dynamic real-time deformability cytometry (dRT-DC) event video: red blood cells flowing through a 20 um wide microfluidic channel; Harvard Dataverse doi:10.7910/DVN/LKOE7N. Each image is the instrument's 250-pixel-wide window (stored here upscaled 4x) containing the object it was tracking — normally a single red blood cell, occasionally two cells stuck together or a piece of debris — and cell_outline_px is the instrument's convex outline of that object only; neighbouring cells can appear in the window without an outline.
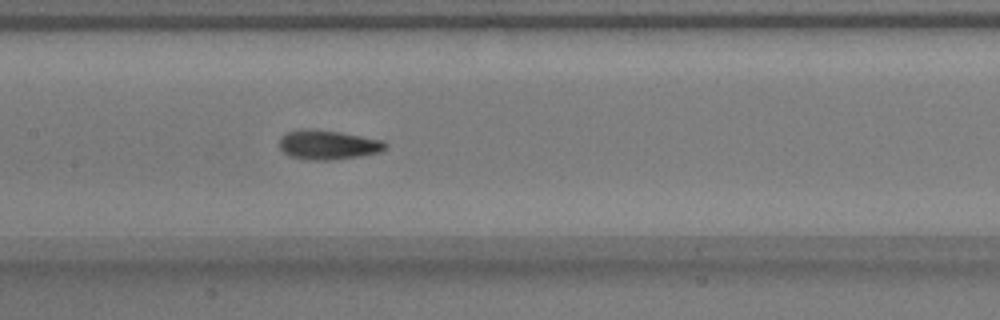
{"species": "common noctule bat (a hibernating species)", "species_latin": "Nyctalus noctula", "temperature_condition": "warm", "stored_images_in_passage": 54, "camera_frame_rate_fps": 3000, "um_per_image_px": 0.085, "animal": {"sex": "male", "body_mass_g": 17.9}, "frame": {"image": 1, "passage_image": 26, "time_ms": 8.333, "image_size_px": [1000, 320], "cell_outline_px": [[388, 148], [380, 152], [360, 156], [332, 160], [304, 160], [288, 156], [280, 148], [280, 136], [288, 132], [308, 128], [312, 128], [340, 132], [384, 140], [388, 144]], "centroid_in_image_um": [27.9, 12.31], "position_along_channel_um": 179.5, "area_um2": 18.44}}
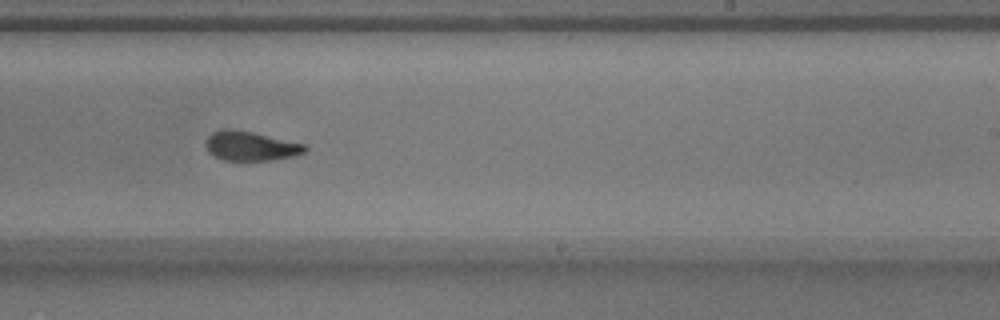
{"frame": {"image": 2, "passage_image": 33, "time_ms": 10.667, "image_size_px": [1000, 320], "cell_outline_px": [[308, 148], [304, 152], [292, 156], [272, 160], [224, 160], [208, 152], [204, 144], [208, 136], [212, 132], [252, 132], [304, 144]], "centroid_in_image_um": [21.32, 12.45], "position_along_channel_um": 267.7, "area_um2": 16.18}}
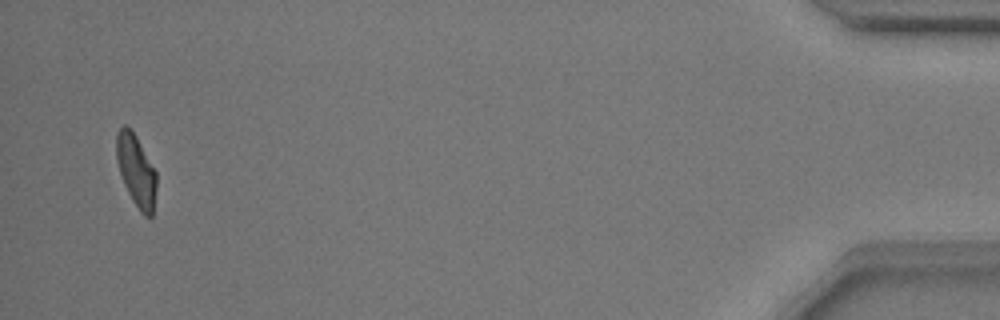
{"frame": {"image": 3, "passage_image": 52, "time_ms": 17.0, "image_size_px": [1000, 320], "cell_outline_px": [[156, 188], [152, 216], [144, 216], [140, 212], [132, 200], [124, 184], [116, 160], [116, 132], [124, 124], [136, 136], [156, 172]], "centroid_in_image_um": [11.56, 14.51], "position_along_channel_um": 423.6, "area_um2": 16.53}, "authors_computed_cell_mechanics": {"area_um2": 17.051, "velocity_mm_per_s": 3.7927, "shape_relaxation_time_tau1_ms": 5.1541, "shape_relaxation_time_tau2_ms": 1.5838, "deformation_change_tau1": 0.1814, "deformation_change_tau2": 0.0696}}